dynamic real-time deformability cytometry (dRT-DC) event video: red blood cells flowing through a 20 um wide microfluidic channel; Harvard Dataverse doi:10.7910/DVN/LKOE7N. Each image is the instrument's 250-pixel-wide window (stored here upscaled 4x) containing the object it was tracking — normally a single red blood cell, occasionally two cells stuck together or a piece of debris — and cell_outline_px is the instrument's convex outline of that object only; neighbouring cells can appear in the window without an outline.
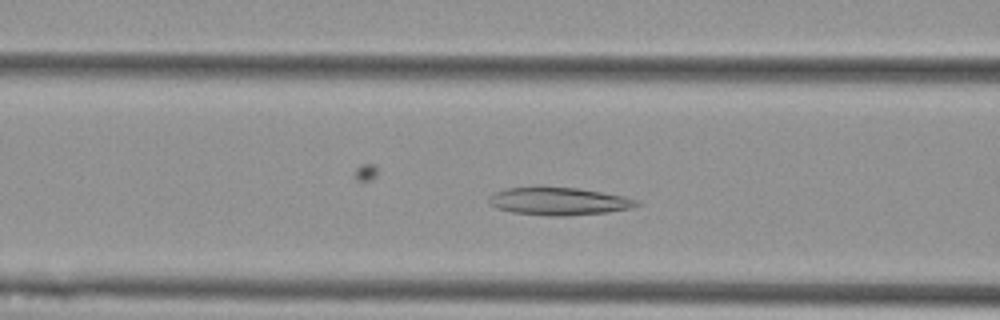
{"species": "Egyptian fruit bat (a non-hibernating species)", "species_latin": "Rousettus aegyptiacus", "temperature_condition": "cold", "stored_images_in_passage": 20, "camera_frame_rate_fps": 3000, "um_per_image_px": 0.085, "animal": {"sex": "female"}, "frame": {"image": 1, "passage_image": 12, "time_ms": 3.667, "image_size_px": [1000, 320], "cell_outline_px": [[640, 204], [632, 208], [608, 212], [564, 216], [552, 216], [512, 212], [496, 208], [488, 204], [488, 196], [496, 192], [508, 188], [576, 188], [624, 196], [640, 200]], "centroid_in_image_um": [47.52, 17.12], "position_along_channel_um": 119.1, "area_um2": 23.58}}
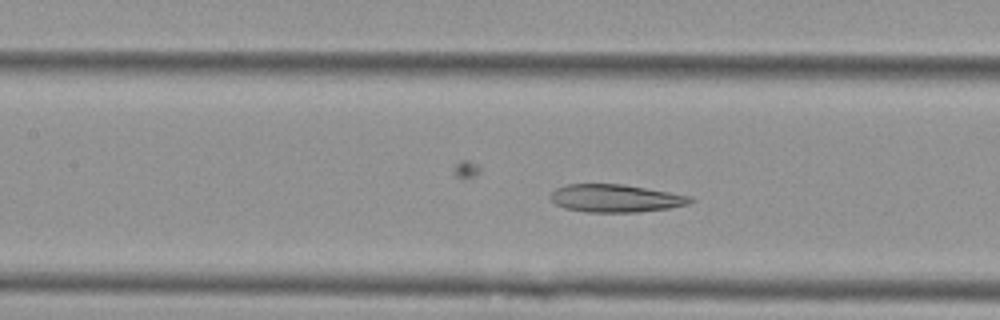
{"frame": {"image": 2, "passage_image": 15, "time_ms": 4.667, "image_size_px": [1000, 320], "cell_outline_px": [[696, 200], [688, 204], [668, 208], [636, 212], [584, 212], [564, 208], [556, 204], [548, 196], [556, 188], [568, 184], [620, 184], [692, 196]], "centroid_in_image_um": [52.3, 16.86], "position_along_channel_um": 155.1, "area_um2": 22.54}}